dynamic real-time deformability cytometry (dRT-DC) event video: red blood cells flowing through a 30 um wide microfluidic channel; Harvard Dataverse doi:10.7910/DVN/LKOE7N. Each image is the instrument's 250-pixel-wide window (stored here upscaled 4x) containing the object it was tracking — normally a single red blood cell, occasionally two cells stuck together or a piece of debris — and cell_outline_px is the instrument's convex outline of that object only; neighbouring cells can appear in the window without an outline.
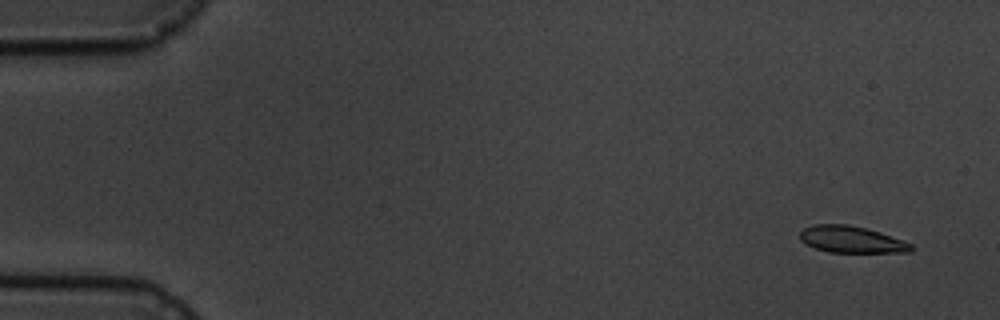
{"species": "common noctule bat (a hibernating species)", "species_latin": "Nyctalus noctula", "temperature_condition": "cold", "stored_images_in_passage": 2, "segment_of_instrument_passage": [2, 2], "camera_frame_rate_fps": 3000, "um_per_image_px": 0.085, "animal": {"sex": "male", "body_mass_g": 19.5, "forearm_length_mm": 54.6}, "frame": {"image": 1, "passage_image": 2, "time_ms": 1.333, "image_size_px": [1000, 320], "cell_outline_px": [[916, 248], [912, 252], [828, 252], [816, 248], [800, 240], [800, 232], [804, 228], [812, 224], [848, 224], [880, 232], [904, 240], [912, 244]], "centroid_in_image_um": [72.41, 20.35], "position_along_channel_um": 12.6, "area_um2": 17.34}}